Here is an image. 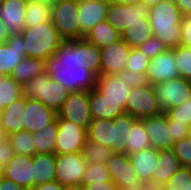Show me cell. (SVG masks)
<instances>
[{"label":"cell","instance_id":"cell-51","mask_svg":"<svg viewBox=\"0 0 191 190\" xmlns=\"http://www.w3.org/2000/svg\"><path fill=\"white\" fill-rule=\"evenodd\" d=\"M175 3L183 16L191 14V0H175Z\"/></svg>","mask_w":191,"mask_h":190},{"label":"cell","instance_id":"cell-60","mask_svg":"<svg viewBox=\"0 0 191 190\" xmlns=\"http://www.w3.org/2000/svg\"><path fill=\"white\" fill-rule=\"evenodd\" d=\"M146 190H153V188H151V187L149 186Z\"/></svg>","mask_w":191,"mask_h":190},{"label":"cell","instance_id":"cell-45","mask_svg":"<svg viewBox=\"0 0 191 190\" xmlns=\"http://www.w3.org/2000/svg\"><path fill=\"white\" fill-rule=\"evenodd\" d=\"M118 74L121 76L122 79L128 81L131 88L142 87L144 85L149 84L147 81L146 74L135 73L126 69H124L122 72H119Z\"/></svg>","mask_w":191,"mask_h":190},{"label":"cell","instance_id":"cell-14","mask_svg":"<svg viewBox=\"0 0 191 190\" xmlns=\"http://www.w3.org/2000/svg\"><path fill=\"white\" fill-rule=\"evenodd\" d=\"M146 77L150 85L180 77L176 66L174 48H168L153 59H150Z\"/></svg>","mask_w":191,"mask_h":190},{"label":"cell","instance_id":"cell-39","mask_svg":"<svg viewBox=\"0 0 191 190\" xmlns=\"http://www.w3.org/2000/svg\"><path fill=\"white\" fill-rule=\"evenodd\" d=\"M174 54L180 77L191 81V50L179 45L174 48Z\"/></svg>","mask_w":191,"mask_h":190},{"label":"cell","instance_id":"cell-4","mask_svg":"<svg viewBox=\"0 0 191 190\" xmlns=\"http://www.w3.org/2000/svg\"><path fill=\"white\" fill-rule=\"evenodd\" d=\"M25 45V56L46 61L57 52L63 39L51 21L24 27L21 31Z\"/></svg>","mask_w":191,"mask_h":190},{"label":"cell","instance_id":"cell-35","mask_svg":"<svg viewBox=\"0 0 191 190\" xmlns=\"http://www.w3.org/2000/svg\"><path fill=\"white\" fill-rule=\"evenodd\" d=\"M14 154L33 157L36 154L33 134L28 131H20L7 136Z\"/></svg>","mask_w":191,"mask_h":190},{"label":"cell","instance_id":"cell-47","mask_svg":"<svg viewBox=\"0 0 191 190\" xmlns=\"http://www.w3.org/2000/svg\"><path fill=\"white\" fill-rule=\"evenodd\" d=\"M14 151L8 139L0 144V170L13 158Z\"/></svg>","mask_w":191,"mask_h":190},{"label":"cell","instance_id":"cell-21","mask_svg":"<svg viewBox=\"0 0 191 190\" xmlns=\"http://www.w3.org/2000/svg\"><path fill=\"white\" fill-rule=\"evenodd\" d=\"M108 5L102 0H78L81 38L96 24L106 20Z\"/></svg>","mask_w":191,"mask_h":190},{"label":"cell","instance_id":"cell-59","mask_svg":"<svg viewBox=\"0 0 191 190\" xmlns=\"http://www.w3.org/2000/svg\"><path fill=\"white\" fill-rule=\"evenodd\" d=\"M188 131H189V137H191V123L189 124Z\"/></svg>","mask_w":191,"mask_h":190},{"label":"cell","instance_id":"cell-44","mask_svg":"<svg viewBox=\"0 0 191 190\" xmlns=\"http://www.w3.org/2000/svg\"><path fill=\"white\" fill-rule=\"evenodd\" d=\"M168 126H171V134L173 141H179L183 138L189 137L188 127L189 124L177 122V120L171 119L167 116Z\"/></svg>","mask_w":191,"mask_h":190},{"label":"cell","instance_id":"cell-31","mask_svg":"<svg viewBox=\"0 0 191 190\" xmlns=\"http://www.w3.org/2000/svg\"><path fill=\"white\" fill-rule=\"evenodd\" d=\"M150 139L146 133L145 126L141 119H136L129 131L127 141L124 146V152L127 155L149 148Z\"/></svg>","mask_w":191,"mask_h":190},{"label":"cell","instance_id":"cell-48","mask_svg":"<svg viewBox=\"0 0 191 190\" xmlns=\"http://www.w3.org/2000/svg\"><path fill=\"white\" fill-rule=\"evenodd\" d=\"M82 190H118V188L117 185L111 180L84 185Z\"/></svg>","mask_w":191,"mask_h":190},{"label":"cell","instance_id":"cell-22","mask_svg":"<svg viewBox=\"0 0 191 190\" xmlns=\"http://www.w3.org/2000/svg\"><path fill=\"white\" fill-rule=\"evenodd\" d=\"M27 3L28 0H4L0 4V19L10 34L24 29Z\"/></svg>","mask_w":191,"mask_h":190},{"label":"cell","instance_id":"cell-25","mask_svg":"<svg viewBox=\"0 0 191 190\" xmlns=\"http://www.w3.org/2000/svg\"><path fill=\"white\" fill-rule=\"evenodd\" d=\"M128 156L138 179L149 184L158 164V150L149 147Z\"/></svg>","mask_w":191,"mask_h":190},{"label":"cell","instance_id":"cell-33","mask_svg":"<svg viewBox=\"0 0 191 190\" xmlns=\"http://www.w3.org/2000/svg\"><path fill=\"white\" fill-rule=\"evenodd\" d=\"M25 14L24 27H35L37 24L51 21V7L38 1L28 0Z\"/></svg>","mask_w":191,"mask_h":190},{"label":"cell","instance_id":"cell-24","mask_svg":"<svg viewBox=\"0 0 191 190\" xmlns=\"http://www.w3.org/2000/svg\"><path fill=\"white\" fill-rule=\"evenodd\" d=\"M26 97L22 96L0 111V126L6 136L24 131Z\"/></svg>","mask_w":191,"mask_h":190},{"label":"cell","instance_id":"cell-8","mask_svg":"<svg viewBox=\"0 0 191 190\" xmlns=\"http://www.w3.org/2000/svg\"><path fill=\"white\" fill-rule=\"evenodd\" d=\"M149 7L143 1L135 5L109 3L106 20L120 33L135 23H149Z\"/></svg>","mask_w":191,"mask_h":190},{"label":"cell","instance_id":"cell-57","mask_svg":"<svg viewBox=\"0 0 191 190\" xmlns=\"http://www.w3.org/2000/svg\"><path fill=\"white\" fill-rule=\"evenodd\" d=\"M66 190H82V187H72V188H67Z\"/></svg>","mask_w":191,"mask_h":190},{"label":"cell","instance_id":"cell-42","mask_svg":"<svg viewBox=\"0 0 191 190\" xmlns=\"http://www.w3.org/2000/svg\"><path fill=\"white\" fill-rule=\"evenodd\" d=\"M169 118L177 120V122L190 124L191 123V97L183 104L169 108L164 112Z\"/></svg>","mask_w":191,"mask_h":190},{"label":"cell","instance_id":"cell-5","mask_svg":"<svg viewBox=\"0 0 191 190\" xmlns=\"http://www.w3.org/2000/svg\"><path fill=\"white\" fill-rule=\"evenodd\" d=\"M22 89L24 97L40 100L56 113L63 106L69 94L66 88L52 80L46 72L32 77L22 86Z\"/></svg>","mask_w":191,"mask_h":190},{"label":"cell","instance_id":"cell-18","mask_svg":"<svg viewBox=\"0 0 191 190\" xmlns=\"http://www.w3.org/2000/svg\"><path fill=\"white\" fill-rule=\"evenodd\" d=\"M24 39L21 33L10 34L6 43L0 44V76H10L24 59Z\"/></svg>","mask_w":191,"mask_h":190},{"label":"cell","instance_id":"cell-23","mask_svg":"<svg viewBox=\"0 0 191 190\" xmlns=\"http://www.w3.org/2000/svg\"><path fill=\"white\" fill-rule=\"evenodd\" d=\"M181 167V164L172 149L158 150V164L154 170L151 188L163 186Z\"/></svg>","mask_w":191,"mask_h":190},{"label":"cell","instance_id":"cell-36","mask_svg":"<svg viewBox=\"0 0 191 190\" xmlns=\"http://www.w3.org/2000/svg\"><path fill=\"white\" fill-rule=\"evenodd\" d=\"M112 153L113 151L110 148L88 139H86L82 148V155L87 164L106 163Z\"/></svg>","mask_w":191,"mask_h":190},{"label":"cell","instance_id":"cell-40","mask_svg":"<svg viewBox=\"0 0 191 190\" xmlns=\"http://www.w3.org/2000/svg\"><path fill=\"white\" fill-rule=\"evenodd\" d=\"M150 58L142 53L138 48H131L130 55L126 64V70L146 74Z\"/></svg>","mask_w":191,"mask_h":190},{"label":"cell","instance_id":"cell-30","mask_svg":"<svg viewBox=\"0 0 191 190\" xmlns=\"http://www.w3.org/2000/svg\"><path fill=\"white\" fill-rule=\"evenodd\" d=\"M58 132V119L56 118L43 129L33 134L36 154L54 153Z\"/></svg>","mask_w":191,"mask_h":190},{"label":"cell","instance_id":"cell-37","mask_svg":"<svg viewBox=\"0 0 191 190\" xmlns=\"http://www.w3.org/2000/svg\"><path fill=\"white\" fill-rule=\"evenodd\" d=\"M111 181L109 170L105 163L87 164L82 180V187L91 183Z\"/></svg>","mask_w":191,"mask_h":190},{"label":"cell","instance_id":"cell-29","mask_svg":"<svg viewBox=\"0 0 191 190\" xmlns=\"http://www.w3.org/2000/svg\"><path fill=\"white\" fill-rule=\"evenodd\" d=\"M46 72L45 61L37 58H24L13 70L11 77L22 86L32 77Z\"/></svg>","mask_w":191,"mask_h":190},{"label":"cell","instance_id":"cell-20","mask_svg":"<svg viewBox=\"0 0 191 190\" xmlns=\"http://www.w3.org/2000/svg\"><path fill=\"white\" fill-rule=\"evenodd\" d=\"M57 113L37 99L26 98L24 130L34 133L52 122Z\"/></svg>","mask_w":191,"mask_h":190},{"label":"cell","instance_id":"cell-17","mask_svg":"<svg viewBox=\"0 0 191 190\" xmlns=\"http://www.w3.org/2000/svg\"><path fill=\"white\" fill-rule=\"evenodd\" d=\"M131 47L122 39L101 49L100 75L122 72L130 55Z\"/></svg>","mask_w":191,"mask_h":190},{"label":"cell","instance_id":"cell-54","mask_svg":"<svg viewBox=\"0 0 191 190\" xmlns=\"http://www.w3.org/2000/svg\"><path fill=\"white\" fill-rule=\"evenodd\" d=\"M33 1H38L41 3H44L45 5H48L50 7H53L56 5L60 0H33Z\"/></svg>","mask_w":191,"mask_h":190},{"label":"cell","instance_id":"cell-10","mask_svg":"<svg viewBox=\"0 0 191 190\" xmlns=\"http://www.w3.org/2000/svg\"><path fill=\"white\" fill-rule=\"evenodd\" d=\"M125 113L136 119L161 114L153 85L132 88L126 100Z\"/></svg>","mask_w":191,"mask_h":190},{"label":"cell","instance_id":"cell-6","mask_svg":"<svg viewBox=\"0 0 191 190\" xmlns=\"http://www.w3.org/2000/svg\"><path fill=\"white\" fill-rule=\"evenodd\" d=\"M78 0H60L51 7V22L63 40L81 39Z\"/></svg>","mask_w":191,"mask_h":190},{"label":"cell","instance_id":"cell-3","mask_svg":"<svg viewBox=\"0 0 191 190\" xmlns=\"http://www.w3.org/2000/svg\"><path fill=\"white\" fill-rule=\"evenodd\" d=\"M133 116L123 113L115 119H93L88 126L87 139L110 148L113 152H124V146L133 122Z\"/></svg>","mask_w":191,"mask_h":190},{"label":"cell","instance_id":"cell-7","mask_svg":"<svg viewBox=\"0 0 191 190\" xmlns=\"http://www.w3.org/2000/svg\"><path fill=\"white\" fill-rule=\"evenodd\" d=\"M105 164L118 190H146L149 187L147 183L138 179L125 152H113Z\"/></svg>","mask_w":191,"mask_h":190},{"label":"cell","instance_id":"cell-43","mask_svg":"<svg viewBox=\"0 0 191 190\" xmlns=\"http://www.w3.org/2000/svg\"><path fill=\"white\" fill-rule=\"evenodd\" d=\"M138 49H140L148 58L153 59L159 53L166 51L168 48L159 38L152 35L142 45H140Z\"/></svg>","mask_w":191,"mask_h":190},{"label":"cell","instance_id":"cell-13","mask_svg":"<svg viewBox=\"0 0 191 190\" xmlns=\"http://www.w3.org/2000/svg\"><path fill=\"white\" fill-rule=\"evenodd\" d=\"M87 139L85 128L66 119H58L55 154H72L82 152Z\"/></svg>","mask_w":191,"mask_h":190},{"label":"cell","instance_id":"cell-41","mask_svg":"<svg viewBox=\"0 0 191 190\" xmlns=\"http://www.w3.org/2000/svg\"><path fill=\"white\" fill-rule=\"evenodd\" d=\"M172 150L178 158L181 167H191V137L174 142Z\"/></svg>","mask_w":191,"mask_h":190},{"label":"cell","instance_id":"cell-26","mask_svg":"<svg viewBox=\"0 0 191 190\" xmlns=\"http://www.w3.org/2000/svg\"><path fill=\"white\" fill-rule=\"evenodd\" d=\"M89 107L92 119H115L125 111L106 95L93 88L89 91Z\"/></svg>","mask_w":191,"mask_h":190},{"label":"cell","instance_id":"cell-19","mask_svg":"<svg viewBox=\"0 0 191 190\" xmlns=\"http://www.w3.org/2000/svg\"><path fill=\"white\" fill-rule=\"evenodd\" d=\"M95 88L125 111L126 100L132 88L118 73L98 75Z\"/></svg>","mask_w":191,"mask_h":190},{"label":"cell","instance_id":"cell-11","mask_svg":"<svg viewBox=\"0 0 191 190\" xmlns=\"http://www.w3.org/2000/svg\"><path fill=\"white\" fill-rule=\"evenodd\" d=\"M153 87L162 112L183 104L191 97V81L182 77L154 84Z\"/></svg>","mask_w":191,"mask_h":190},{"label":"cell","instance_id":"cell-46","mask_svg":"<svg viewBox=\"0 0 191 190\" xmlns=\"http://www.w3.org/2000/svg\"><path fill=\"white\" fill-rule=\"evenodd\" d=\"M181 39L180 45L184 47L191 46V14L188 16H182L181 21Z\"/></svg>","mask_w":191,"mask_h":190},{"label":"cell","instance_id":"cell-28","mask_svg":"<svg viewBox=\"0 0 191 190\" xmlns=\"http://www.w3.org/2000/svg\"><path fill=\"white\" fill-rule=\"evenodd\" d=\"M34 186L55 181L56 154L41 153L33 156Z\"/></svg>","mask_w":191,"mask_h":190},{"label":"cell","instance_id":"cell-34","mask_svg":"<svg viewBox=\"0 0 191 190\" xmlns=\"http://www.w3.org/2000/svg\"><path fill=\"white\" fill-rule=\"evenodd\" d=\"M121 36L131 48H138L152 36L150 23H135L123 31Z\"/></svg>","mask_w":191,"mask_h":190},{"label":"cell","instance_id":"cell-55","mask_svg":"<svg viewBox=\"0 0 191 190\" xmlns=\"http://www.w3.org/2000/svg\"><path fill=\"white\" fill-rule=\"evenodd\" d=\"M141 1L145 2L148 7H151L162 0H141Z\"/></svg>","mask_w":191,"mask_h":190},{"label":"cell","instance_id":"cell-58","mask_svg":"<svg viewBox=\"0 0 191 190\" xmlns=\"http://www.w3.org/2000/svg\"><path fill=\"white\" fill-rule=\"evenodd\" d=\"M102 1L107 2V3H114L115 2V0H102Z\"/></svg>","mask_w":191,"mask_h":190},{"label":"cell","instance_id":"cell-27","mask_svg":"<svg viewBox=\"0 0 191 190\" xmlns=\"http://www.w3.org/2000/svg\"><path fill=\"white\" fill-rule=\"evenodd\" d=\"M83 38L102 49L121 40L122 36L107 20H104L90 29Z\"/></svg>","mask_w":191,"mask_h":190},{"label":"cell","instance_id":"cell-49","mask_svg":"<svg viewBox=\"0 0 191 190\" xmlns=\"http://www.w3.org/2000/svg\"><path fill=\"white\" fill-rule=\"evenodd\" d=\"M66 189H67L66 187L60 185L56 181L39 184L32 188V190H66Z\"/></svg>","mask_w":191,"mask_h":190},{"label":"cell","instance_id":"cell-52","mask_svg":"<svg viewBox=\"0 0 191 190\" xmlns=\"http://www.w3.org/2000/svg\"><path fill=\"white\" fill-rule=\"evenodd\" d=\"M10 36L9 31L7 30L6 25L0 19V44L6 43Z\"/></svg>","mask_w":191,"mask_h":190},{"label":"cell","instance_id":"cell-9","mask_svg":"<svg viewBox=\"0 0 191 190\" xmlns=\"http://www.w3.org/2000/svg\"><path fill=\"white\" fill-rule=\"evenodd\" d=\"M87 163L82 152L56 155L55 181L66 188L82 187Z\"/></svg>","mask_w":191,"mask_h":190},{"label":"cell","instance_id":"cell-38","mask_svg":"<svg viewBox=\"0 0 191 190\" xmlns=\"http://www.w3.org/2000/svg\"><path fill=\"white\" fill-rule=\"evenodd\" d=\"M191 184V167L180 169L163 185L161 190H189Z\"/></svg>","mask_w":191,"mask_h":190},{"label":"cell","instance_id":"cell-1","mask_svg":"<svg viewBox=\"0 0 191 190\" xmlns=\"http://www.w3.org/2000/svg\"><path fill=\"white\" fill-rule=\"evenodd\" d=\"M100 66L101 49L84 38L63 40L57 52L45 61L46 73L69 92L95 88Z\"/></svg>","mask_w":191,"mask_h":190},{"label":"cell","instance_id":"cell-12","mask_svg":"<svg viewBox=\"0 0 191 190\" xmlns=\"http://www.w3.org/2000/svg\"><path fill=\"white\" fill-rule=\"evenodd\" d=\"M57 119H66L87 130L93 120L89 107V92H69L63 106L57 112Z\"/></svg>","mask_w":191,"mask_h":190},{"label":"cell","instance_id":"cell-32","mask_svg":"<svg viewBox=\"0 0 191 190\" xmlns=\"http://www.w3.org/2000/svg\"><path fill=\"white\" fill-rule=\"evenodd\" d=\"M22 85L11 76H0V111L23 96Z\"/></svg>","mask_w":191,"mask_h":190},{"label":"cell","instance_id":"cell-50","mask_svg":"<svg viewBox=\"0 0 191 190\" xmlns=\"http://www.w3.org/2000/svg\"><path fill=\"white\" fill-rule=\"evenodd\" d=\"M0 190H26L23 187L17 185L15 182L0 176Z\"/></svg>","mask_w":191,"mask_h":190},{"label":"cell","instance_id":"cell-2","mask_svg":"<svg viewBox=\"0 0 191 190\" xmlns=\"http://www.w3.org/2000/svg\"><path fill=\"white\" fill-rule=\"evenodd\" d=\"M182 13L175 0H162L149 7V23L152 35L169 49L180 45Z\"/></svg>","mask_w":191,"mask_h":190},{"label":"cell","instance_id":"cell-16","mask_svg":"<svg viewBox=\"0 0 191 190\" xmlns=\"http://www.w3.org/2000/svg\"><path fill=\"white\" fill-rule=\"evenodd\" d=\"M141 120L149 136L152 148L156 150L173 148L174 141L171 134V126H168L167 115L164 112L156 116L142 118Z\"/></svg>","mask_w":191,"mask_h":190},{"label":"cell","instance_id":"cell-15","mask_svg":"<svg viewBox=\"0 0 191 190\" xmlns=\"http://www.w3.org/2000/svg\"><path fill=\"white\" fill-rule=\"evenodd\" d=\"M1 175L26 190L34 187L33 157L14 154L13 158L1 170Z\"/></svg>","mask_w":191,"mask_h":190},{"label":"cell","instance_id":"cell-56","mask_svg":"<svg viewBox=\"0 0 191 190\" xmlns=\"http://www.w3.org/2000/svg\"><path fill=\"white\" fill-rule=\"evenodd\" d=\"M7 139V136L4 132V130L2 129V127L0 126V144L5 141Z\"/></svg>","mask_w":191,"mask_h":190},{"label":"cell","instance_id":"cell-53","mask_svg":"<svg viewBox=\"0 0 191 190\" xmlns=\"http://www.w3.org/2000/svg\"><path fill=\"white\" fill-rule=\"evenodd\" d=\"M140 0H115V3L123 5H135Z\"/></svg>","mask_w":191,"mask_h":190}]
</instances>
